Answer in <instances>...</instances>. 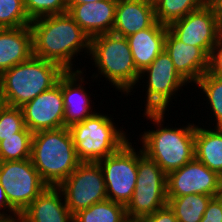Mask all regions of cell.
I'll use <instances>...</instances> for the list:
<instances>
[{
  "label": "cell",
  "mask_w": 222,
  "mask_h": 222,
  "mask_svg": "<svg viewBox=\"0 0 222 222\" xmlns=\"http://www.w3.org/2000/svg\"><path fill=\"white\" fill-rule=\"evenodd\" d=\"M30 28L33 56L55 62L65 71H80L72 60L83 50L89 55L91 38L68 12L36 18Z\"/></svg>",
  "instance_id": "obj_1"
},
{
  "label": "cell",
  "mask_w": 222,
  "mask_h": 222,
  "mask_svg": "<svg viewBox=\"0 0 222 222\" xmlns=\"http://www.w3.org/2000/svg\"><path fill=\"white\" fill-rule=\"evenodd\" d=\"M141 222H178L174 211L167 204L152 214L141 219Z\"/></svg>",
  "instance_id": "obj_32"
},
{
  "label": "cell",
  "mask_w": 222,
  "mask_h": 222,
  "mask_svg": "<svg viewBox=\"0 0 222 222\" xmlns=\"http://www.w3.org/2000/svg\"><path fill=\"white\" fill-rule=\"evenodd\" d=\"M167 197L188 194L221 195L222 177L194 158L167 174Z\"/></svg>",
  "instance_id": "obj_13"
},
{
  "label": "cell",
  "mask_w": 222,
  "mask_h": 222,
  "mask_svg": "<svg viewBox=\"0 0 222 222\" xmlns=\"http://www.w3.org/2000/svg\"><path fill=\"white\" fill-rule=\"evenodd\" d=\"M14 222H27V221H25V220L19 215V216L14 217Z\"/></svg>",
  "instance_id": "obj_38"
},
{
  "label": "cell",
  "mask_w": 222,
  "mask_h": 222,
  "mask_svg": "<svg viewBox=\"0 0 222 222\" xmlns=\"http://www.w3.org/2000/svg\"><path fill=\"white\" fill-rule=\"evenodd\" d=\"M165 113L144 111V117L157 128L144 131L139 136L142 151L168 174L195 158V124L189 122L180 128L163 127Z\"/></svg>",
  "instance_id": "obj_2"
},
{
  "label": "cell",
  "mask_w": 222,
  "mask_h": 222,
  "mask_svg": "<svg viewBox=\"0 0 222 222\" xmlns=\"http://www.w3.org/2000/svg\"><path fill=\"white\" fill-rule=\"evenodd\" d=\"M117 0H101L83 4H67L68 13L91 37L111 33L115 22Z\"/></svg>",
  "instance_id": "obj_17"
},
{
  "label": "cell",
  "mask_w": 222,
  "mask_h": 222,
  "mask_svg": "<svg viewBox=\"0 0 222 222\" xmlns=\"http://www.w3.org/2000/svg\"><path fill=\"white\" fill-rule=\"evenodd\" d=\"M25 127L21 107L0 104V141L1 137L16 136Z\"/></svg>",
  "instance_id": "obj_29"
},
{
  "label": "cell",
  "mask_w": 222,
  "mask_h": 222,
  "mask_svg": "<svg viewBox=\"0 0 222 222\" xmlns=\"http://www.w3.org/2000/svg\"><path fill=\"white\" fill-rule=\"evenodd\" d=\"M101 0H67V4H83L89 2H98Z\"/></svg>",
  "instance_id": "obj_36"
},
{
  "label": "cell",
  "mask_w": 222,
  "mask_h": 222,
  "mask_svg": "<svg viewBox=\"0 0 222 222\" xmlns=\"http://www.w3.org/2000/svg\"><path fill=\"white\" fill-rule=\"evenodd\" d=\"M25 126L35 133L41 130H56L64 127V102L62 76L49 90L40 93L22 107Z\"/></svg>",
  "instance_id": "obj_14"
},
{
  "label": "cell",
  "mask_w": 222,
  "mask_h": 222,
  "mask_svg": "<svg viewBox=\"0 0 222 222\" xmlns=\"http://www.w3.org/2000/svg\"><path fill=\"white\" fill-rule=\"evenodd\" d=\"M66 71L57 63L32 56L0 74V101L22 107L56 85Z\"/></svg>",
  "instance_id": "obj_4"
},
{
  "label": "cell",
  "mask_w": 222,
  "mask_h": 222,
  "mask_svg": "<svg viewBox=\"0 0 222 222\" xmlns=\"http://www.w3.org/2000/svg\"><path fill=\"white\" fill-rule=\"evenodd\" d=\"M198 89L207 97L213 117L215 116L214 128H222V77L215 76L206 71L195 83Z\"/></svg>",
  "instance_id": "obj_27"
},
{
  "label": "cell",
  "mask_w": 222,
  "mask_h": 222,
  "mask_svg": "<svg viewBox=\"0 0 222 222\" xmlns=\"http://www.w3.org/2000/svg\"><path fill=\"white\" fill-rule=\"evenodd\" d=\"M143 75L147 78L145 112H166L174 95L178 90H184L182 87L188 84L175 70L172 59L165 50L140 72L139 82L144 78Z\"/></svg>",
  "instance_id": "obj_10"
},
{
  "label": "cell",
  "mask_w": 222,
  "mask_h": 222,
  "mask_svg": "<svg viewBox=\"0 0 222 222\" xmlns=\"http://www.w3.org/2000/svg\"><path fill=\"white\" fill-rule=\"evenodd\" d=\"M89 56L94 67L98 68L96 71L118 92L129 95L137 88L135 86L139 84L140 72L133 62L127 38L112 32L93 36Z\"/></svg>",
  "instance_id": "obj_5"
},
{
  "label": "cell",
  "mask_w": 222,
  "mask_h": 222,
  "mask_svg": "<svg viewBox=\"0 0 222 222\" xmlns=\"http://www.w3.org/2000/svg\"><path fill=\"white\" fill-rule=\"evenodd\" d=\"M0 222H14V217L0 216Z\"/></svg>",
  "instance_id": "obj_37"
},
{
  "label": "cell",
  "mask_w": 222,
  "mask_h": 222,
  "mask_svg": "<svg viewBox=\"0 0 222 222\" xmlns=\"http://www.w3.org/2000/svg\"><path fill=\"white\" fill-rule=\"evenodd\" d=\"M207 2L212 6L218 17L219 23L222 26V0H207Z\"/></svg>",
  "instance_id": "obj_35"
},
{
  "label": "cell",
  "mask_w": 222,
  "mask_h": 222,
  "mask_svg": "<svg viewBox=\"0 0 222 222\" xmlns=\"http://www.w3.org/2000/svg\"><path fill=\"white\" fill-rule=\"evenodd\" d=\"M137 151L129 140L115 153L98 161L107 199L125 206L132 199L137 178Z\"/></svg>",
  "instance_id": "obj_11"
},
{
  "label": "cell",
  "mask_w": 222,
  "mask_h": 222,
  "mask_svg": "<svg viewBox=\"0 0 222 222\" xmlns=\"http://www.w3.org/2000/svg\"><path fill=\"white\" fill-rule=\"evenodd\" d=\"M30 23L23 0H0V28H20Z\"/></svg>",
  "instance_id": "obj_28"
},
{
  "label": "cell",
  "mask_w": 222,
  "mask_h": 222,
  "mask_svg": "<svg viewBox=\"0 0 222 222\" xmlns=\"http://www.w3.org/2000/svg\"><path fill=\"white\" fill-rule=\"evenodd\" d=\"M213 197L203 194L167 197V204L174 211L178 222H200Z\"/></svg>",
  "instance_id": "obj_23"
},
{
  "label": "cell",
  "mask_w": 222,
  "mask_h": 222,
  "mask_svg": "<svg viewBox=\"0 0 222 222\" xmlns=\"http://www.w3.org/2000/svg\"><path fill=\"white\" fill-rule=\"evenodd\" d=\"M23 4L31 21L43 16L68 12L67 0H23Z\"/></svg>",
  "instance_id": "obj_30"
},
{
  "label": "cell",
  "mask_w": 222,
  "mask_h": 222,
  "mask_svg": "<svg viewBox=\"0 0 222 222\" xmlns=\"http://www.w3.org/2000/svg\"><path fill=\"white\" fill-rule=\"evenodd\" d=\"M167 29L166 25L156 21L151 27L126 37L133 62L139 72L148 67L164 51Z\"/></svg>",
  "instance_id": "obj_20"
},
{
  "label": "cell",
  "mask_w": 222,
  "mask_h": 222,
  "mask_svg": "<svg viewBox=\"0 0 222 222\" xmlns=\"http://www.w3.org/2000/svg\"><path fill=\"white\" fill-rule=\"evenodd\" d=\"M33 133L25 127L16 136L1 137L0 161L23 160L31 157Z\"/></svg>",
  "instance_id": "obj_26"
},
{
  "label": "cell",
  "mask_w": 222,
  "mask_h": 222,
  "mask_svg": "<svg viewBox=\"0 0 222 222\" xmlns=\"http://www.w3.org/2000/svg\"><path fill=\"white\" fill-rule=\"evenodd\" d=\"M167 174L141 148L137 152V178L132 199L128 202V218L142 219L167 205Z\"/></svg>",
  "instance_id": "obj_7"
},
{
  "label": "cell",
  "mask_w": 222,
  "mask_h": 222,
  "mask_svg": "<svg viewBox=\"0 0 222 222\" xmlns=\"http://www.w3.org/2000/svg\"><path fill=\"white\" fill-rule=\"evenodd\" d=\"M195 158L222 177V128L195 124Z\"/></svg>",
  "instance_id": "obj_22"
},
{
  "label": "cell",
  "mask_w": 222,
  "mask_h": 222,
  "mask_svg": "<svg viewBox=\"0 0 222 222\" xmlns=\"http://www.w3.org/2000/svg\"><path fill=\"white\" fill-rule=\"evenodd\" d=\"M167 27L178 40L200 47L208 56L222 36V26L208 2Z\"/></svg>",
  "instance_id": "obj_12"
},
{
  "label": "cell",
  "mask_w": 222,
  "mask_h": 222,
  "mask_svg": "<svg viewBox=\"0 0 222 222\" xmlns=\"http://www.w3.org/2000/svg\"><path fill=\"white\" fill-rule=\"evenodd\" d=\"M20 216L27 222H73L62 191L52 186L39 194Z\"/></svg>",
  "instance_id": "obj_19"
},
{
  "label": "cell",
  "mask_w": 222,
  "mask_h": 222,
  "mask_svg": "<svg viewBox=\"0 0 222 222\" xmlns=\"http://www.w3.org/2000/svg\"><path fill=\"white\" fill-rule=\"evenodd\" d=\"M127 219L125 205L110 199L97 202L73 215V222H124Z\"/></svg>",
  "instance_id": "obj_24"
},
{
  "label": "cell",
  "mask_w": 222,
  "mask_h": 222,
  "mask_svg": "<svg viewBox=\"0 0 222 222\" xmlns=\"http://www.w3.org/2000/svg\"><path fill=\"white\" fill-rule=\"evenodd\" d=\"M58 188L72 215L107 199L104 175L98 162H81Z\"/></svg>",
  "instance_id": "obj_9"
},
{
  "label": "cell",
  "mask_w": 222,
  "mask_h": 222,
  "mask_svg": "<svg viewBox=\"0 0 222 222\" xmlns=\"http://www.w3.org/2000/svg\"><path fill=\"white\" fill-rule=\"evenodd\" d=\"M155 22L153 0H117L112 33L126 38Z\"/></svg>",
  "instance_id": "obj_18"
},
{
  "label": "cell",
  "mask_w": 222,
  "mask_h": 222,
  "mask_svg": "<svg viewBox=\"0 0 222 222\" xmlns=\"http://www.w3.org/2000/svg\"><path fill=\"white\" fill-rule=\"evenodd\" d=\"M200 222H222V221L206 220V218H202Z\"/></svg>",
  "instance_id": "obj_40"
},
{
  "label": "cell",
  "mask_w": 222,
  "mask_h": 222,
  "mask_svg": "<svg viewBox=\"0 0 222 222\" xmlns=\"http://www.w3.org/2000/svg\"><path fill=\"white\" fill-rule=\"evenodd\" d=\"M0 184L10 205L19 214L48 187L30 158L0 161Z\"/></svg>",
  "instance_id": "obj_8"
},
{
  "label": "cell",
  "mask_w": 222,
  "mask_h": 222,
  "mask_svg": "<svg viewBox=\"0 0 222 222\" xmlns=\"http://www.w3.org/2000/svg\"><path fill=\"white\" fill-rule=\"evenodd\" d=\"M108 114L95 113L69 128L81 162H98L119 150L127 141L126 132L115 126ZM118 128V129H117Z\"/></svg>",
  "instance_id": "obj_6"
},
{
  "label": "cell",
  "mask_w": 222,
  "mask_h": 222,
  "mask_svg": "<svg viewBox=\"0 0 222 222\" xmlns=\"http://www.w3.org/2000/svg\"><path fill=\"white\" fill-rule=\"evenodd\" d=\"M30 159L42 180L52 187H58L81 163L66 127L33 133Z\"/></svg>",
  "instance_id": "obj_3"
},
{
  "label": "cell",
  "mask_w": 222,
  "mask_h": 222,
  "mask_svg": "<svg viewBox=\"0 0 222 222\" xmlns=\"http://www.w3.org/2000/svg\"><path fill=\"white\" fill-rule=\"evenodd\" d=\"M83 70L66 71L62 75V96L64 102V127L70 128L81 123L95 112H92V100L83 87L85 76ZM78 82V83H77Z\"/></svg>",
  "instance_id": "obj_16"
},
{
  "label": "cell",
  "mask_w": 222,
  "mask_h": 222,
  "mask_svg": "<svg viewBox=\"0 0 222 222\" xmlns=\"http://www.w3.org/2000/svg\"><path fill=\"white\" fill-rule=\"evenodd\" d=\"M124 222H141V219H133V218H128Z\"/></svg>",
  "instance_id": "obj_39"
},
{
  "label": "cell",
  "mask_w": 222,
  "mask_h": 222,
  "mask_svg": "<svg viewBox=\"0 0 222 222\" xmlns=\"http://www.w3.org/2000/svg\"><path fill=\"white\" fill-rule=\"evenodd\" d=\"M206 2L207 0H153L156 21L168 26Z\"/></svg>",
  "instance_id": "obj_25"
},
{
  "label": "cell",
  "mask_w": 222,
  "mask_h": 222,
  "mask_svg": "<svg viewBox=\"0 0 222 222\" xmlns=\"http://www.w3.org/2000/svg\"><path fill=\"white\" fill-rule=\"evenodd\" d=\"M8 209V210H7ZM0 216H8V217H16L20 214L10 205L6 193L4 192V188L0 184ZM4 210V211H3ZM8 211L7 212H5ZM7 213V214H6Z\"/></svg>",
  "instance_id": "obj_34"
},
{
  "label": "cell",
  "mask_w": 222,
  "mask_h": 222,
  "mask_svg": "<svg viewBox=\"0 0 222 222\" xmlns=\"http://www.w3.org/2000/svg\"><path fill=\"white\" fill-rule=\"evenodd\" d=\"M208 72L215 76L222 77V36L214 45L209 55Z\"/></svg>",
  "instance_id": "obj_31"
},
{
  "label": "cell",
  "mask_w": 222,
  "mask_h": 222,
  "mask_svg": "<svg viewBox=\"0 0 222 222\" xmlns=\"http://www.w3.org/2000/svg\"><path fill=\"white\" fill-rule=\"evenodd\" d=\"M206 220L222 221V196L213 197L208 203L203 217Z\"/></svg>",
  "instance_id": "obj_33"
},
{
  "label": "cell",
  "mask_w": 222,
  "mask_h": 222,
  "mask_svg": "<svg viewBox=\"0 0 222 222\" xmlns=\"http://www.w3.org/2000/svg\"><path fill=\"white\" fill-rule=\"evenodd\" d=\"M164 50L172 59L175 70L191 86L208 71L209 56L200 47L178 40L168 29Z\"/></svg>",
  "instance_id": "obj_15"
},
{
  "label": "cell",
  "mask_w": 222,
  "mask_h": 222,
  "mask_svg": "<svg viewBox=\"0 0 222 222\" xmlns=\"http://www.w3.org/2000/svg\"><path fill=\"white\" fill-rule=\"evenodd\" d=\"M33 56L32 31L29 26L0 28V74Z\"/></svg>",
  "instance_id": "obj_21"
}]
</instances>
